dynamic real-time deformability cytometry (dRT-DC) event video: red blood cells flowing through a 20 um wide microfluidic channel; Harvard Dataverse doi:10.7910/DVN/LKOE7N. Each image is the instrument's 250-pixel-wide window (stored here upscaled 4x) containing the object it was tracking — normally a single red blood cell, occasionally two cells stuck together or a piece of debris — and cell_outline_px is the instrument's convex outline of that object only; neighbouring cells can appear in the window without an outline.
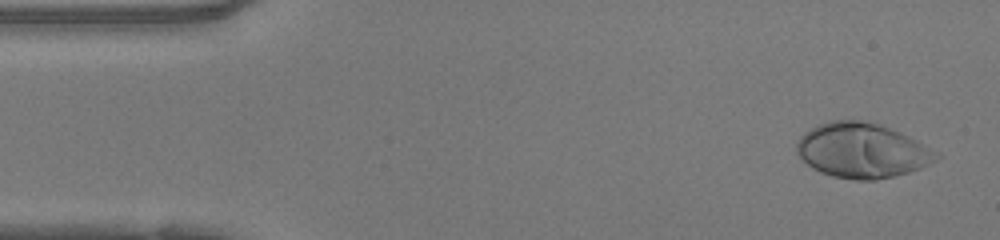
{"species": "human", "species_latin": "Homo sapiens", "temperature_condition": "warm", "stored_images_in_passage": 47, "camera_frame_rate_fps": 3000, "um_per_image_px": 0.085, "donor": {"sex": "female"}, "frame": {"image": 1, "passage_image": 2, "time_ms": 0.333, "image_size_px": [1000, 240], "cell_outline_px": [[940, 156], [936, 160], [920, 168], [908, 172], [876, 180], [856, 180], [832, 176], [820, 172], [812, 168], [796, 152], [796, 144], [800, 136], [804, 132], [828, 120], [868, 120], [880, 124], [908, 136], [940, 152]], "centroid_in_image_um": [73.27, 12.78], "position_along_channel_um": 11.7, "area_um2": 44.62}}
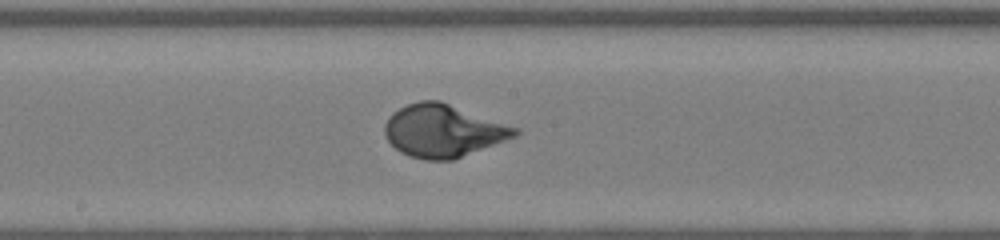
{"frame": {"image": 2, "passage_image": 24, "time_ms": 7.667, "image_size_px": [1000, 240], "cell_outline_px": [[520, 132], [516, 136], [452, 160], [424, 160], [408, 156], [400, 152], [384, 136], [384, 124], [388, 116], [392, 112], [408, 104], [420, 100], [440, 100], [520, 128]], "centroid_in_image_um": [37.65, 11.11], "position_along_channel_um": 210.5, "area_um2": 40.06}}
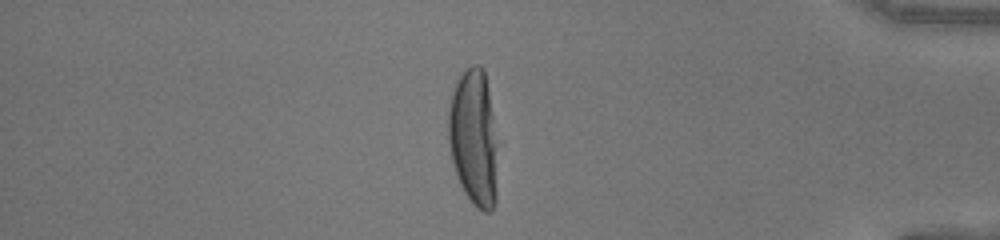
{"frame": {"image": 3, "passage_image": 40, "time_ms": 13.0, "image_size_px": [1000, 240], "cell_outline_px": [[496, 200], [492, 212], [484, 212], [476, 208], [472, 204], [464, 192], [456, 176], [452, 160], [448, 140], [448, 108], [452, 92], [464, 68], [472, 64], [480, 64], [484, 68], [492, 116], [496, 144]], "centroid_in_image_um": [40.24, 11.74], "position_along_channel_um": 395.0, "area_um2": 39.25}, "authors_computed_cell_mechanics": {"area_um2": 39.5352, "velocity_mm_per_s": 4.1681, "shape_relaxation_time_tau1_ms": 3.2369, "shape_relaxation_time_tau2_ms": null, "deformation_change_tau1": 0.2411, "deformation_change_tau2": null}}